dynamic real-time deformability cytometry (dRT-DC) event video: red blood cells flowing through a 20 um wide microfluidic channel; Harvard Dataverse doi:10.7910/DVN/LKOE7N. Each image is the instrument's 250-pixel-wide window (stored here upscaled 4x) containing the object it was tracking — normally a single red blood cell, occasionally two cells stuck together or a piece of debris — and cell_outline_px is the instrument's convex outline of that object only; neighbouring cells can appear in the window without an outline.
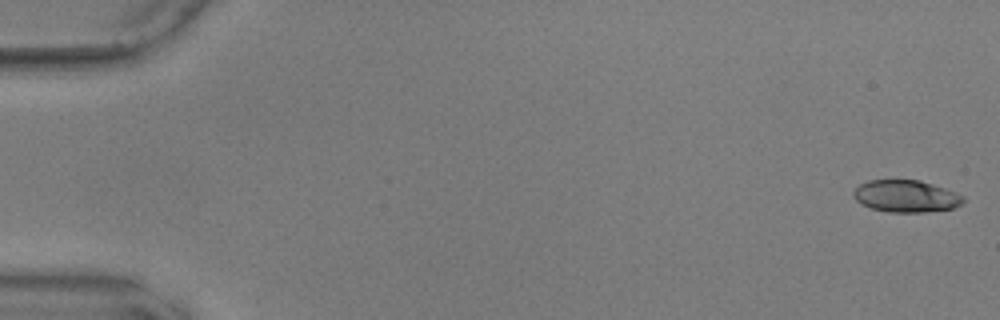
{"species": "common noctule bat (a hibernating species)", "species_latin": "Nyctalus noctula", "temperature_condition": "warm", "stored_images_in_passage": 56, "camera_frame_rate_fps": 3000, "um_per_image_px": 0.085, "animal": {"sex": "male", "body_mass_g": 17.9, "forearm_length_mm": 54.2}, "frame": {"image": 1, "passage_image": 1, "time_ms": 0.0, "image_size_px": [1000, 320], "cell_outline_px": [[964, 200], [956, 208], [924, 212], [888, 212], [872, 208], [856, 200], [852, 196], [852, 192], [860, 184], [868, 180], [920, 180], [956, 192], [964, 196]], "centroid_in_image_um": [77.02, 16.67], "position_along_channel_um": 8.0, "area_um2": 20.46}}
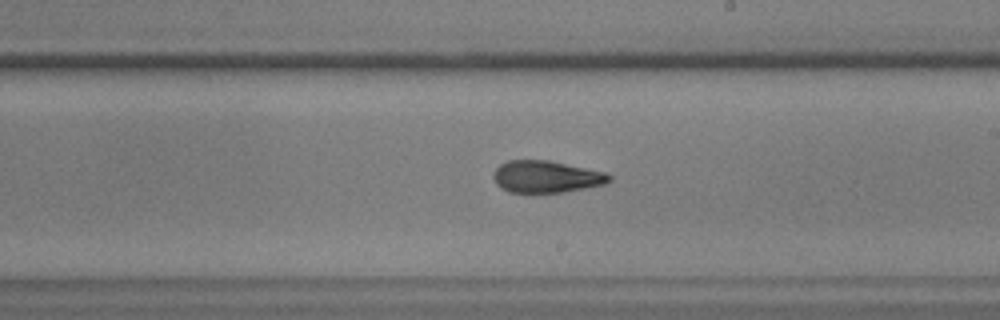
{"frame": {"image": 2, "passage_image": 33, "time_ms": 10.667, "image_size_px": [1000, 320], "cell_outline_px": [[612, 180], [604, 184], [564, 192], [508, 192], [500, 188], [496, 184], [492, 176], [496, 168], [500, 164], [508, 160], [548, 160], [604, 172], [612, 176]], "centroid_in_image_um": [46.39, 15.02], "position_along_channel_um": 242.6, "area_um2": 21.5}}
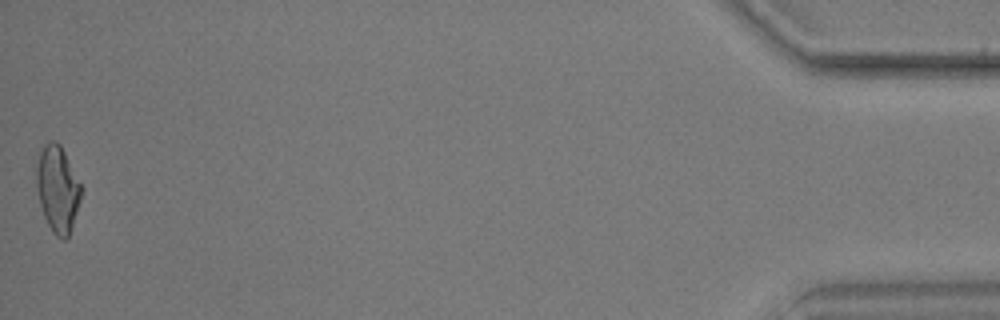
{"frame": {"image": 3, "passage_image": 56, "time_ms": 18.333, "image_size_px": [1000, 320], "cell_outline_px": [[84, 188], [68, 236], [64, 240], [56, 236], [52, 232], [44, 216], [40, 204], [36, 184], [36, 168], [40, 152], [44, 144], [48, 140], [56, 140], [60, 144]], "centroid_in_image_um": [4.9, 16.02], "position_along_channel_um": 430.3, "area_um2": 22.54}, "authors_computed_cell_mechanics": {"area_um2": 21.8773, "velocity_mm_per_s": 3.6174, "shape_relaxation_time_tau1_ms": null, "shape_relaxation_time_tau2_ms": 2.1074, "deformation_change_tau1": null, "deformation_change_tau2": 0.0969}}